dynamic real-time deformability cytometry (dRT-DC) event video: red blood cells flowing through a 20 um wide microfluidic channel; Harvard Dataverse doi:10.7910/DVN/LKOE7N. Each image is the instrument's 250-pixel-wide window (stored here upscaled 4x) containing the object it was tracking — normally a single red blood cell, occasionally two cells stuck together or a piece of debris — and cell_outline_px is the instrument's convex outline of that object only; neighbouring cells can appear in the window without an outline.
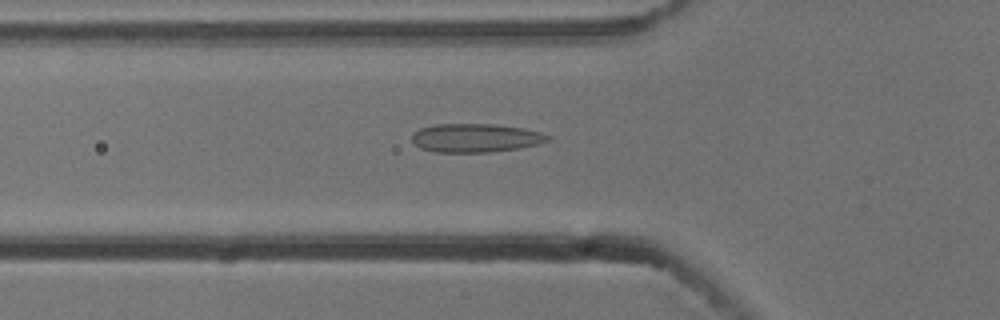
{"species": "common noctule bat (a hibernating species)", "species_latin": "Nyctalus noctula", "temperature_condition": "cold", "stored_images_in_passage": 47, "camera_frame_rate_fps": 3000, "um_per_image_px": 0.085, "animal": {"sex": "male", "body_mass_g": 13.3}, "frame": {"image": 1, "passage_image": 18, "time_ms": 5.667, "image_size_px": [1000, 320], "cell_outline_px": [[552, 136], [548, 140], [536, 144], [516, 148], [488, 152], [436, 152], [420, 148], [412, 140], [412, 136], [420, 128], [436, 124], [488, 124], [520, 128], [540, 132]], "centroid_in_image_um": [40.39, 11.72], "position_along_channel_um": 85.4, "area_um2": 22.2}}
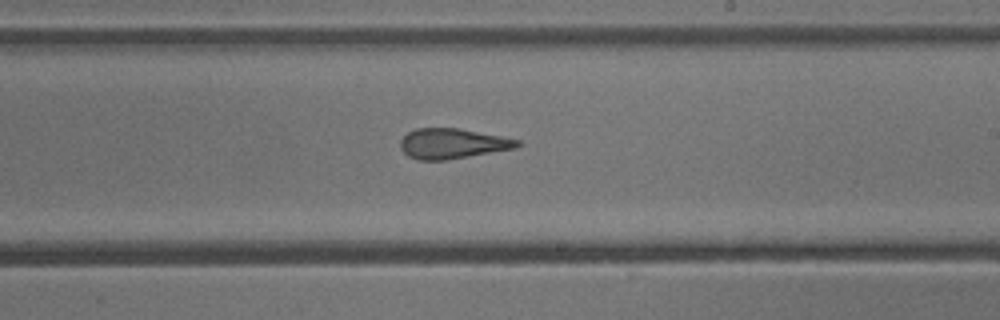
{"frame": {"image": 2, "passage_image": 31, "time_ms": 10.0, "image_size_px": [1000, 320], "cell_outline_px": [[524, 144], [516, 148], [444, 160], [420, 160], [408, 156], [400, 148], [400, 140], [408, 132], [416, 128], [460, 128], [520, 140]], "centroid_in_image_um": [38.46, 12.2], "position_along_channel_um": 250.5, "area_um2": 20.52}}
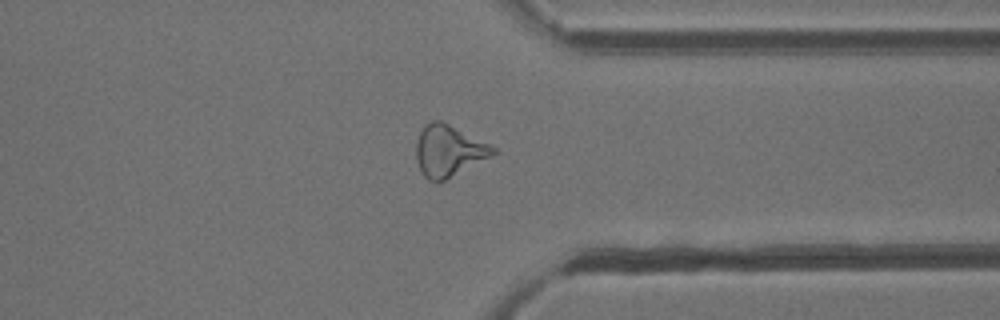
{"frame": {"image": 3, "passage_image": 41, "time_ms": 13.333, "image_size_px": [1000, 320], "cell_outline_px": [[496, 152], [444, 180], [436, 184], [428, 180], [424, 176], [420, 168], [416, 156], [416, 144], [420, 132], [424, 124], [432, 120], [440, 120], [496, 148]], "centroid_in_image_um": [38.06, 12.82], "position_along_channel_um": 373.3, "area_um2": 22.31}}